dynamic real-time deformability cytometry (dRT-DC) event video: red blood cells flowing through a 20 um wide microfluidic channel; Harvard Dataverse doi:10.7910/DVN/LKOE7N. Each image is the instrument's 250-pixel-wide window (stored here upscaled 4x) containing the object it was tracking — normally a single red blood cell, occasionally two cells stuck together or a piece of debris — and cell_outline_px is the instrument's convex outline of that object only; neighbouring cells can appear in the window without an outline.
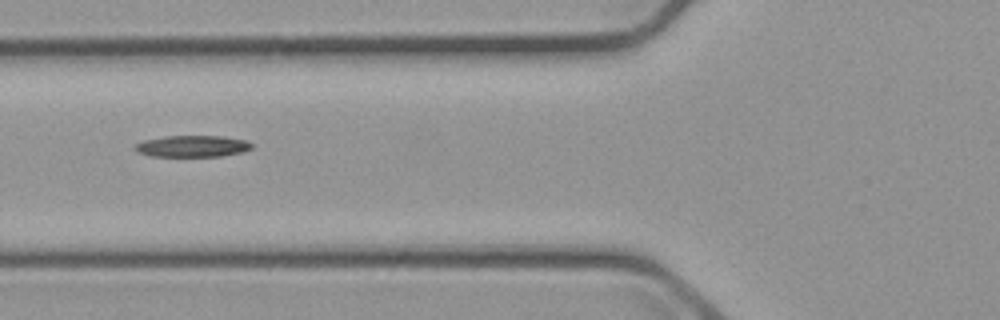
{"species": "common noctule bat (a hibernating species)", "species_latin": "Nyctalus noctula", "temperature_condition": "cold", "stored_images_in_passage": 6, "camera_frame_rate_fps": 3000, "um_per_image_px": 0.085, "animal": {"sex": "male", "body_mass_g": 23.1, "forearm_length_mm": 52.7}, "frame": {"image": 1, "passage_image": 4, "time_ms": 4.667, "image_size_px": [1000, 320], "cell_outline_px": [[252, 148], [244, 152], [220, 156], [152, 156], [140, 152], [136, 148], [136, 144], [144, 140], [164, 136], [224, 136], [248, 140], [252, 144]], "centroid_in_image_um": [16.44, 12.42], "position_along_channel_um": 109.4, "area_um2": 14.57}}
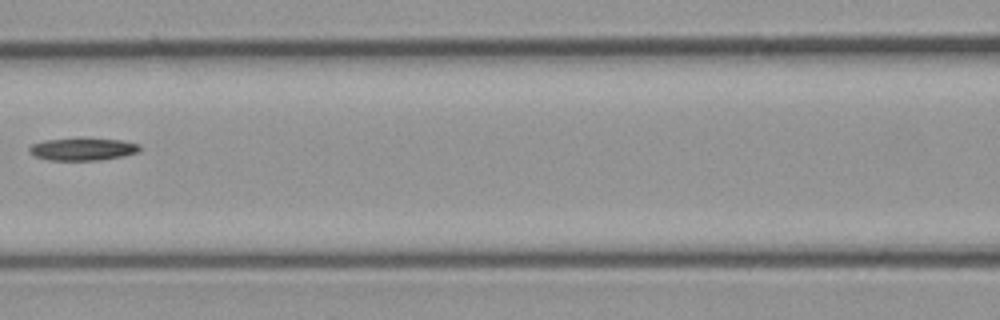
{"frame": {"image": 2, "passage_image": 5, "time_ms": 6.0, "image_size_px": [1000, 320], "cell_outline_px": [[140, 152], [124, 156], [100, 160], [48, 160], [36, 156], [28, 152], [28, 148], [32, 144], [44, 140], [120, 140], [140, 144]], "centroid_in_image_um": [7.04, 12.71], "position_along_channel_um": 159.6, "area_um2": 13.99}}
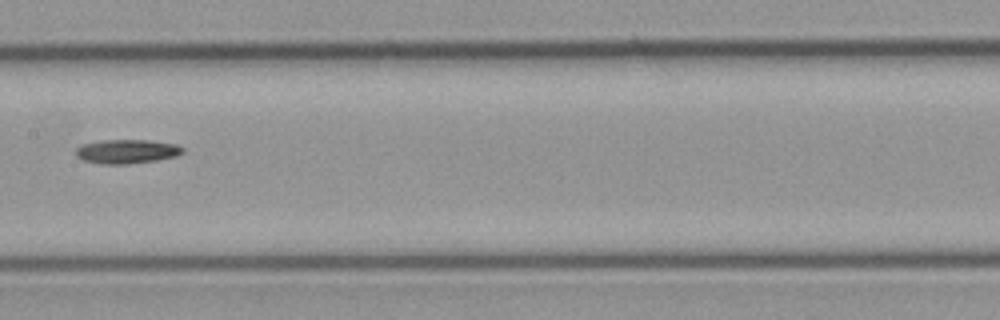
{"frame": {"image": 3, "passage_image": 6, "time_ms": 7.0, "image_size_px": [1000, 320], "cell_outline_px": [[184, 152], [176, 156], [156, 160], [128, 164], [100, 164], [84, 160], [76, 156], [76, 148], [84, 144], [104, 140], [148, 140], [176, 144], [184, 148]], "centroid_in_image_um": [10.8, 12.87], "position_along_channel_um": 196.6, "area_um2": 14.91}}